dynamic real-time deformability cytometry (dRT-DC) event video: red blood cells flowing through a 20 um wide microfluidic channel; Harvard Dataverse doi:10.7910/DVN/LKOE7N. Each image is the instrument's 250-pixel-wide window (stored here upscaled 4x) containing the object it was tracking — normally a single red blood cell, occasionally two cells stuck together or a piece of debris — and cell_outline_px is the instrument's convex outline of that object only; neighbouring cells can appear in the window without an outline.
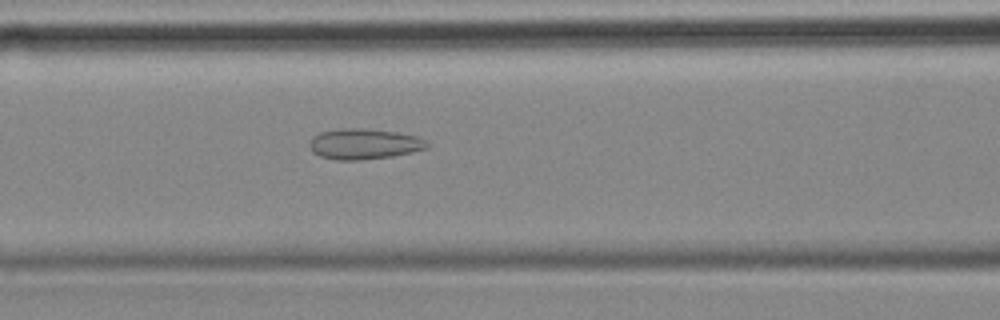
{"species": "common noctule bat (a hibernating species)", "species_latin": "Nyctalus noctula", "temperature_condition": "cold", "stored_images_in_passage": 54, "camera_frame_rate_fps": 3000, "um_per_image_px": 0.085, "animal": {"sex": "female", "body_mass_g": 18.4}, "frame": {"image": 1, "passage_image": 21, "time_ms": 6.667, "image_size_px": [1000, 320], "cell_outline_px": [[432, 144], [428, 148], [412, 152], [392, 156], [360, 160], [336, 160], [320, 156], [312, 152], [308, 144], [312, 136], [320, 132], [340, 128], [364, 128], [396, 132], [420, 136]], "centroid_in_image_um": [30.97, 12.23], "position_along_channel_um": 135.6, "area_um2": 21.33}}
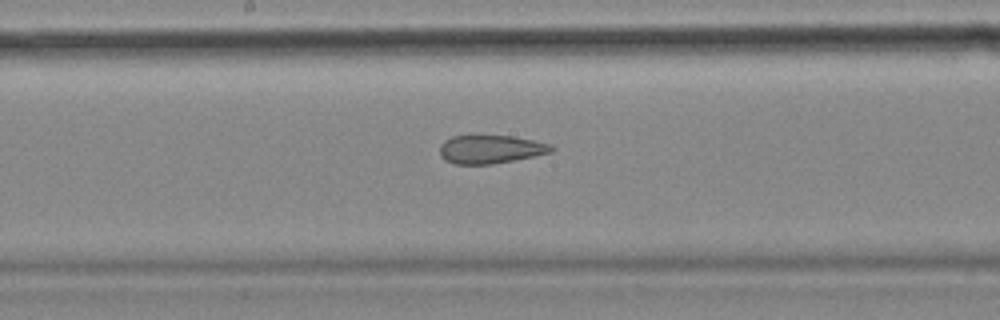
{"frame": {"image": 2, "passage_image": 27, "time_ms": 8.667, "image_size_px": [1000, 320], "cell_outline_px": [[556, 148], [552, 152], [536, 156], [492, 164], [456, 164], [444, 160], [440, 156], [440, 144], [444, 140], [452, 136], [512, 136], [552, 144]], "centroid_in_image_um": [41.71, 12.69], "position_along_channel_um": 206.5, "area_um2": 18.55}}
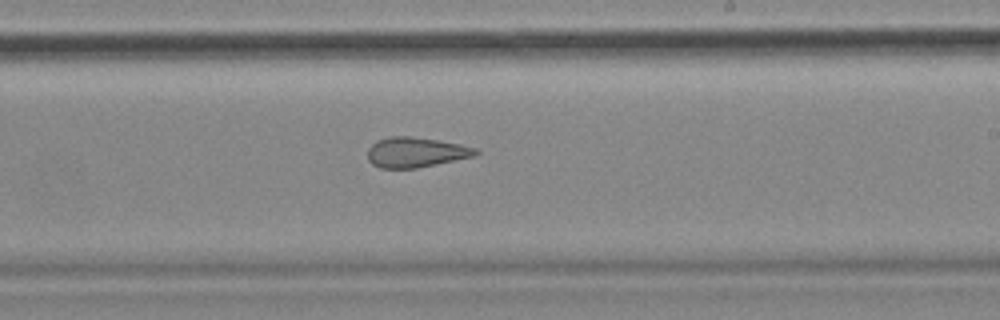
{"frame": {"image": 3, "passage_image": 31, "time_ms": 10.0, "image_size_px": [1000, 320], "cell_outline_px": [[480, 152], [476, 156], [416, 168], [380, 168], [372, 164], [368, 160], [368, 148], [376, 140], [392, 136], [412, 136], [460, 144], [476, 148]], "centroid_in_image_um": [35.34, 12.94], "position_along_channel_um": 253.7, "area_um2": 18.96}, "authors_computed_cell_mechanics": {"area_um2": 23.1778, "velocity_mm_per_s": 3.5579, "shape_relaxation_time_tau1_ms": null, "shape_relaxation_time_tau2_ms": 2.9203, "deformation_change_tau1": null, "deformation_change_tau2": 0.1162}}